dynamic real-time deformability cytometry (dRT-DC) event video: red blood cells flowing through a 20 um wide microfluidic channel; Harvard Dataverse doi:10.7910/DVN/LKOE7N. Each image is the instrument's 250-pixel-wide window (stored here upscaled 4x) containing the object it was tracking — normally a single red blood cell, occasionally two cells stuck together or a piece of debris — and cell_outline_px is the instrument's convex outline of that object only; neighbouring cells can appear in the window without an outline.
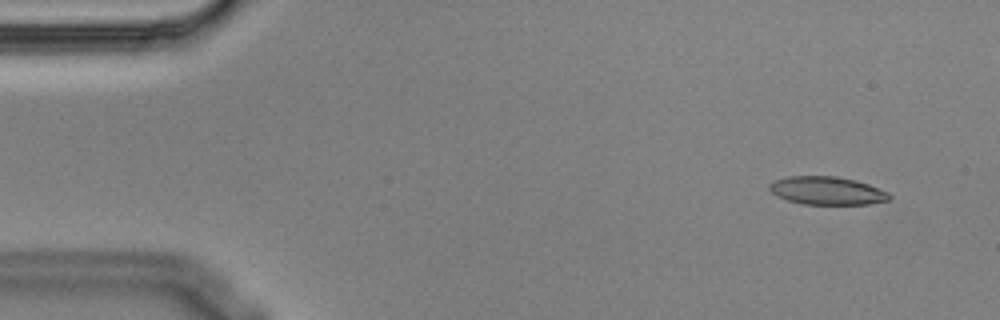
{"species": "Egyptian fruit bat (a non-hibernating species)", "species_latin": "Rousettus aegyptiacus", "temperature_condition": "cold", "stored_images_in_passage": 4, "camera_frame_rate_fps": 3000, "um_per_image_px": 0.085, "animal": {"sex": "male"}, "frame": {"image": 1, "passage_image": 2, "time_ms": 0.333, "image_size_px": [1000, 320], "cell_outline_px": [[892, 196], [888, 200], [868, 204], [804, 204], [788, 200], [776, 196], [768, 188], [768, 184], [772, 180], [788, 176], [836, 176], [856, 180], [868, 184], [888, 192]], "centroid_in_image_um": [70.26, 16.2], "position_along_channel_um": 14.7, "area_um2": 19.71}}
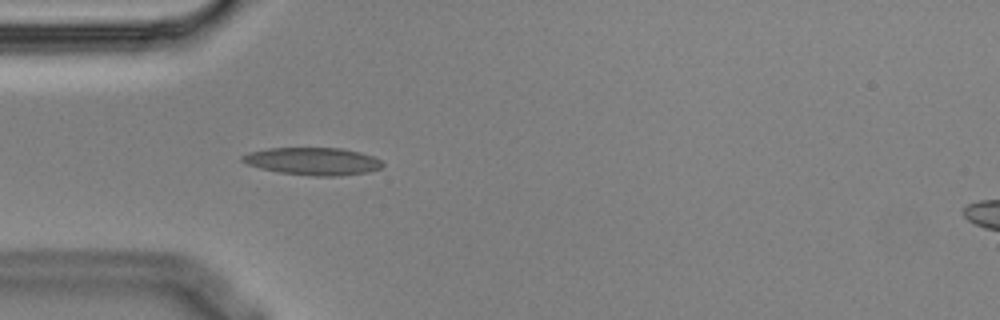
{"frame": {"image": 2, "passage_image": 4, "time_ms": 1.0, "image_size_px": [1000, 320], "cell_outline_px": [[384, 164], [380, 168], [368, 172], [336, 176], [312, 176], [276, 172], [260, 168], [248, 164], [240, 160], [240, 156], [248, 152], [268, 148], [340, 148], [360, 152], [372, 156], [380, 160]], "centroid_in_image_um": [26.56, 13.71], "position_along_channel_um": 58.4, "area_um2": 22.54}}